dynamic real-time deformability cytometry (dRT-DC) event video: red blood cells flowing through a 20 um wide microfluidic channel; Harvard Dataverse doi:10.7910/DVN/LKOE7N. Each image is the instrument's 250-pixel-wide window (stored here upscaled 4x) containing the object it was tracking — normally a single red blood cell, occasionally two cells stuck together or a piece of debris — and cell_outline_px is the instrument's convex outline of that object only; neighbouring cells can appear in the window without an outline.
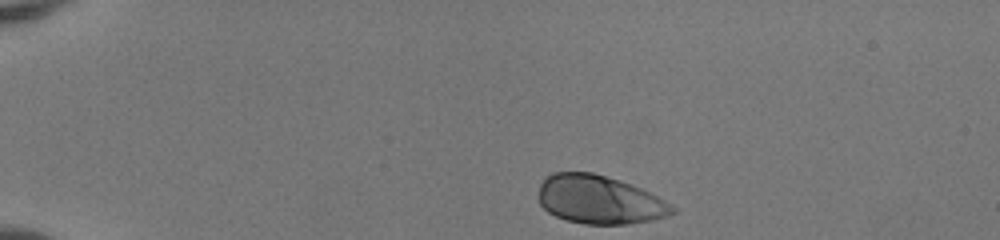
{"species": "human", "species_latin": "Homo sapiens", "temperature_condition": "room temperature", "stored_images_in_passage": 38, "camera_frame_rate_fps": 3000, "um_per_image_px": 0.085, "donor": {"sex": "female"}, "frame": {"image": 1, "passage_image": 1, "time_ms": 0.0, "image_size_px": [1000, 240], "cell_outline_px": [[676, 212], [668, 216], [652, 220], [624, 224], [584, 224], [568, 220], [556, 216], [548, 212], [540, 204], [540, 184], [552, 172], [592, 172], [640, 188], [664, 200], [676, 208]], "centroid_in_image_um": [50.95, 16.99], "position_along_channel_um": 34.0, "area_um2": 37.28}}
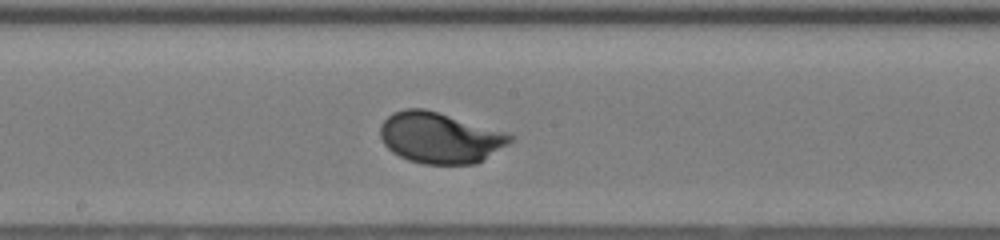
{"frame": {"image": 2, "passage_image": 20, "time_ms": 6.333, "image_size_px": [1000, 240], "cell_outline_px": [[512, 140], [508, 144], [476, 164], [424, 164], [408, 160], [392, 152], [384, 144], [380, 136], [380, 124], [392, 112], [404, 108], [424, 108], [500, 132], [512, 136]], "centroid_in_image_um": [37.3, 11.72], "position_along_channel_um": 210.9, "area_um2": 37.8}}
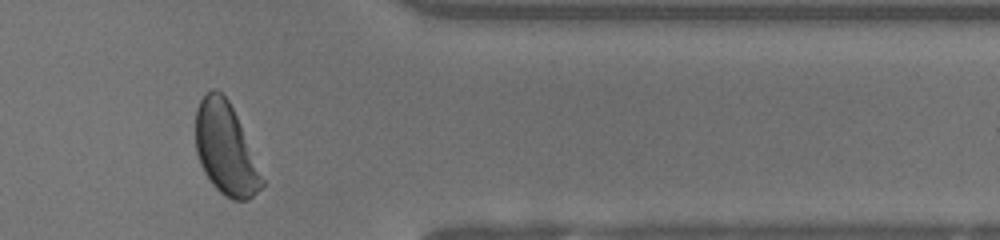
{"frame": {"image": 3, "passage_image": 34, "time_ms": 11.0, "image_size_px": [1000, 240], "cell_outline_px": [[264, 184], [248, 200], [232, 200], [224, 196], [212, 184], [204, 172], [200, 164], [196, 152], [196, 108], [200, 100], [212, 88], [216, 88], [228, 100], [240, 124], [264, 180]], "centroid_in_image_um": [19.15, 12.67], "position_along_channel_um": 392.2, "area_um2": 35.03}, "authors_computed_cell_mechanics": {"area_um2": 37.1365, "velocity_mm_per_s": 4.0668, "shape_relaxation_time_tau1_ms": 1.9946, "shape_relaxation_time_tau2_ms": null, "deformation_change_tau1": 0.1492, "deformation_change_tau2": null}}